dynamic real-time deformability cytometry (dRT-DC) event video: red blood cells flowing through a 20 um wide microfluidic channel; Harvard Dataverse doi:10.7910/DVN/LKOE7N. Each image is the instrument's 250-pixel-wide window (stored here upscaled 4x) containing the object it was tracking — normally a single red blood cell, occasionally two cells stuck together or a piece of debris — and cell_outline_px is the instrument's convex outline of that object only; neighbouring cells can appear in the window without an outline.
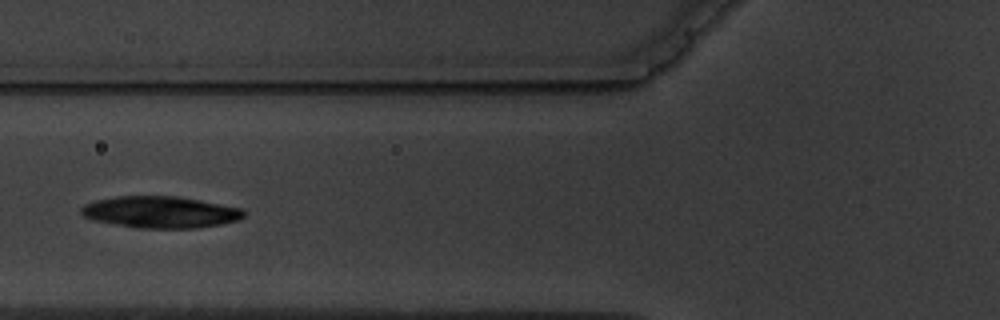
{"species": "common noctule bat (a hibernating species)", "species_latin": "Nyctalus noctula", "temperature_condition": "warm", "stored_images_in_passage": 4, "camera_frame_rate_fps": 3000, "um_per_image_px": 0.085, "animal": {"sex": "male", "body_mass_g": 19.5, "forearm_length_mm": 54.6}, "frame": {"image": 1, "passage_image": 4, "time_ms": 3.333, "image_size_px": [1000, 320], "cell_outline_px": [[244, 216], [240, 220], [220, 224], [196, 228], [140, 228], [116, 224], [96, 220], [84, 216], [80, 212], [80, 208], [84, 204], [92, 200], [116, 196], [176, 196], [200, 200], [240, 208], [244, 212]], "centroid_in_image_um": [13.61, 18.02], "position_along_channel_um": 112.2, "area_um2": 29.88}}